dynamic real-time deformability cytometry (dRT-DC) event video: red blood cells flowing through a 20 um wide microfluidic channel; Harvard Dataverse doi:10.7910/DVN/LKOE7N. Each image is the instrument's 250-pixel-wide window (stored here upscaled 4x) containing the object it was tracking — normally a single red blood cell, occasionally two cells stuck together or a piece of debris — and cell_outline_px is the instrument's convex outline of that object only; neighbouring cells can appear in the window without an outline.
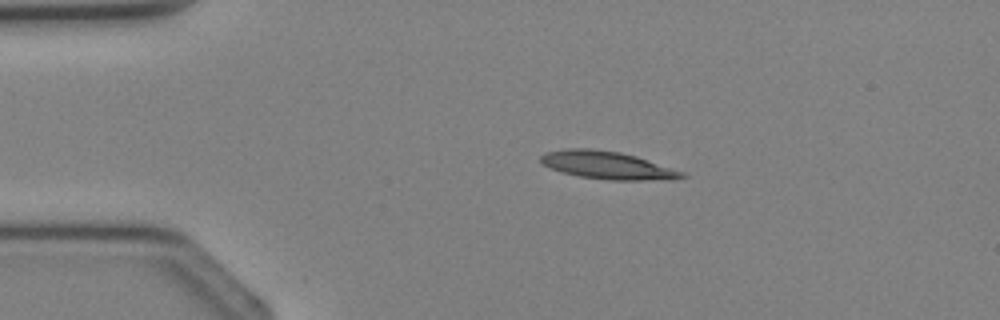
{"species": "Egyptian fruit bat (a non-hibernating species)", "species_latin": "Rousettus aegyptiacus", "temperature_condition": "cold", "stored_images_in_passage": 3, "camera_frame_rate_fps": 3000, "um_per_image_px": 0.085, "animal": {"sex": "female"}, "frame": {"image": 1, "passage_image": 2, "time_ms": 2.0, "image_size_px": [1000, 320], "cell_outline_px": [[688, 176], [672, 180], [612, 180], [580, 176], [548, 168], [540, 164], [540, 156], [544, 152], [564, 148], [592, 148], [620, 152], [636, 156], [684, 172]], "centroid_in_image_um": [51.6, 14.03], "position_along_channel_um": 33.4, "area_um2": 23.0}}